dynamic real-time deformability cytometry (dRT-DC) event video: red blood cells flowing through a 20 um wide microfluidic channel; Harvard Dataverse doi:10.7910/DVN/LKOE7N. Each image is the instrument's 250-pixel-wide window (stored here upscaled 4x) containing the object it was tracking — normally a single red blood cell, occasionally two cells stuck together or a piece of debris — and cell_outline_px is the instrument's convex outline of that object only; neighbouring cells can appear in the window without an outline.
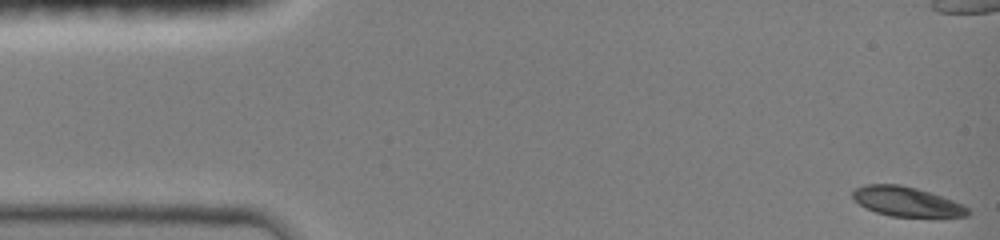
{"species": "common noctule bat (a hibernating species)", "species_latin": "Nyctalus noctula", "temperature_condition": "room temperature", "stored_images_in_passage": 33, "camera_frame_rate_fps": 3000, "um_per_image_px": 0.085, "animal": {"sex": "female", "body_mass_g": 19.0, "forearm_length_mm": 51.5}, "frame": {"image": 1, "passage_image": 1, "time_ms": 0.0, "image_size_px": [1000, 240], "cell_outline_px": [[972, 212], [968, 216], [892, 216], [876, 212], [860, 204], [852, 196], [852, 192], [856, 188], [864, 184], [900, 184], [916, 188], [964, 204]], "centroid_in_image_um": [77.07, 17.12], "position_along_channel_um": 7.9, "area_um2": 19.54}}
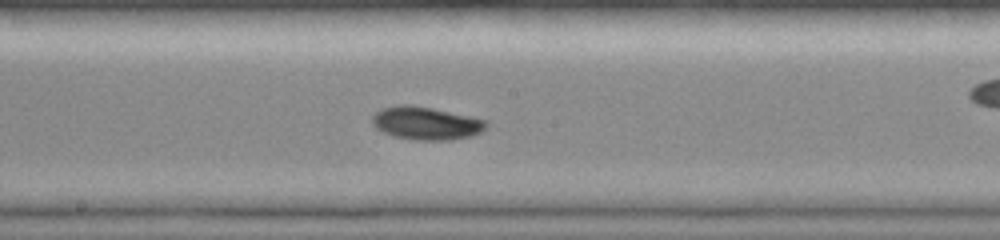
{"frame": {"image": 2, "passage_image": 14, "time_ms": 4.333, "image_size_px": [1000, 240], "cell_outline_px": [[488, 124], [480, 132], [472, 136], [452, 140], [416, 140], [392, 136], [376, 128], [372, 124], [372, 116], [376, 112], [384, 108], [400, 104], [412, 104], [432, 108], [488, 120]], "centroid_in_image_um": [36.21, 10.47], "position_along_channel_um": 212.0, "area_um2": 21.96}}
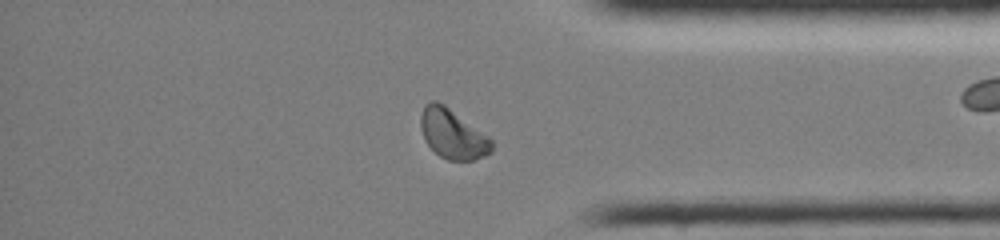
{"frame": {"image": 3, "passage_image": 26, "time_ms": 8.333, "image_size_px": [1000, 240], "cell_outline_px": [[492, 152], [484, 156], [472, 160], [448, 160], [440, 156], [424, 140], [420, 128], [420, 116], [424, 104], [432, 100], [436, 100], [444, 104], [488, 136], [492, 140]], "centroid_in_image_um": [38.45, 11.37], "position_along_channel_um": 396.8, "area_um2": 20.46}, "authors_computed_cell_mechanics": {"area_um2": 20.519, "velocity_mm_per_s": 4.1065, "shape_relaxation_time_tau1_ms": 2.2098, "shape_relaxation_time_tau2_ms": null, "deformation_change_tau1": 0.1135, "deformation_change_tau2": null}}